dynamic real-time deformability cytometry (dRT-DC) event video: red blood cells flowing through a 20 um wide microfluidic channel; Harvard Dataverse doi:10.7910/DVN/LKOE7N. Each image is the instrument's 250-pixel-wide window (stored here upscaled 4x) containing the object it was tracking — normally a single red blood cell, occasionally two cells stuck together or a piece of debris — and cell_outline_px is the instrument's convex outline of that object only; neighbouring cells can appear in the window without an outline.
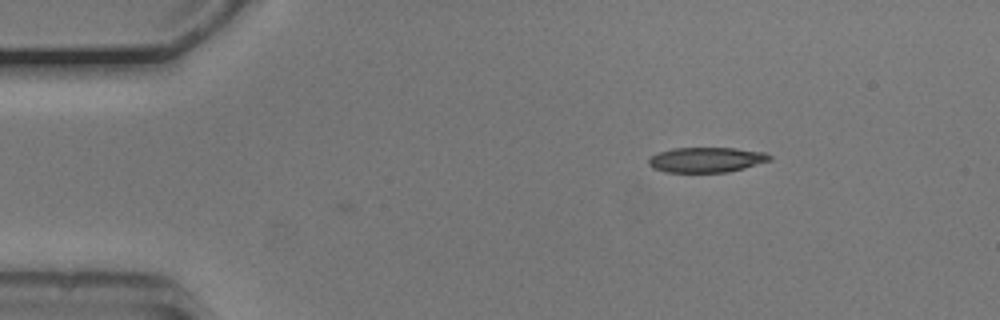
{"species": "common noctule bat (a hibernating species)", "species_latin": "Nyctalus noctula", "temperature_condition": "cold", "stored_images_in_passage": 3, "camera_frame_rate_fps": 3000, "um_per_image_px": 0.085, "animal": {"sex": "male", "body_mass_g": 20.5, "forearm_length_mm": 52.5}, "frame": {"image": 1, "passage_image": 1, "time_ms": 0.0, "image_size_px": [1000, 320], "cell_outline_px": [[772, 160], [744, 168], [728, 172], [664, 172], [652, 168], [648, 164], [648, 156], [672, 148], [736, 148], [764, 152], [772, 156]], "centroid_in_image_um": [60.02, 13.58], "position_along_channel_um": 25.0, "area_um2": 17.86}}